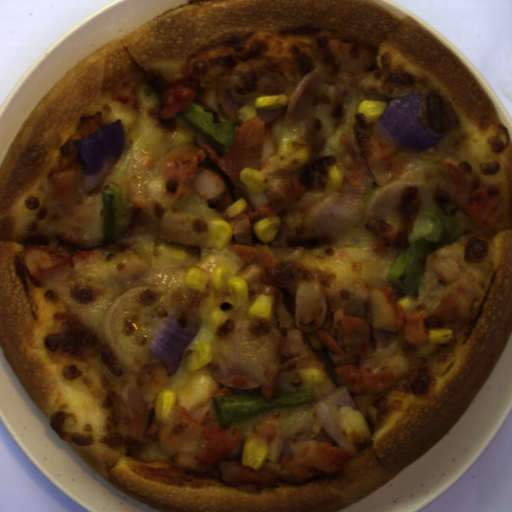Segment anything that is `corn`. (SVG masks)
<instances>
[{"label": "corn", "instance_id": "corn-2", "mask_svg": "<svg viewBox=\"0 0 512 512\" xmlns=\"http://www.w3.org/2000/svg\"><path fill=\"white\" fill-rule=\"evenodd\" d=\"M271 450L270 443L262 436H249L243 446L241 466L261 470L267 462Z\"/></svg>", "mask_w": 512, "mask_h": 512}, {"label": "corn", "instance_id": "corn-1", "mask_svg": "<svg viewBox=\"0 0 512 512\" xmlns=\"http://www.w3.org/2000/svg\"><path fill=\"white\" fill-rule=\"evenodd\" d=\"M212 285L215 291L227 289L231 297L224 298L225 302L236 308H241L248 302L249 290L245 279L231 277L227 266H215L211 274Z\"/></svg>", "mask_w": 512, "mask_h": 512}, {"label": "corn", "instance_id": "corn-4", "mask_svg": "<svg viewBox=\"0 0 512 512\" xmlns=\"http://www.w3.org/2000/svg\"><path fill=\"white\" fill-rule=\"evenodd\" d=\"M234 232L229 221L211 220L207 232V246L218 251L228 248Z\"/></svg>", "mask_w": 512, "mask_h": 512}, {"label": "corn", "instance_id": "corn-12", "mask_svg": "<svg viewBox=\"0 0 512 512\" xmlns=\"http://www.w3.org/2000/svg\"><path fill=\"white\" fill-rule=\"evenodd\" d=\"M427 342L433 344L447 343L454 335L453 329L447 328H427Z\"/></svg>", "mask_w": 512, "mask_h": 512}, {"label": "corn", "instance_id": "corn-10", "mask_svg": "<svg viewBox=\"0 0 512 512\" xmlns=\"http://www.w3.org/2000/svg\"><path fill=\"white\" fill-rule=\"evenodd\" d=\"M209 277L196 266L189 267L185 274V285L188 289H193L206 294Z\"/></svg>", "mask_w": 512, "mask_h": 512}, {"label": "corn", "instance_id": "corn-9", "mask_svg": "<svg viewBox=\"0 0 512 512\" xmlns=\"http://www.w3.org/2000/svg\"><path fill=\"white\" fill-rule=\"evenodd\" d=\"M274 312V299L273 296L260 294L257 299L249 307L247 315L256 321L269 322L272 319Z\"/></svg>", "mask_w": 512, "mask_h": 512}, {"label": "corn", "instance_id": "corn-11", "mask_svg": "<svg viewBox=\"0 0 512 512\" xmlns=\"http://www.w3.org/2000/svg\"><path fill=\"white\" fill-rule=\"evenodd\" d=\"M387 104V100L363 99L357 105L356 112L369 116L375 122L381 118Z\"/></svg>", "mask_w": 512, "mask_h": 512}, {"label": "corn", "instance_id": "corn-6", "mask_svg": "<svg viewBox=\"0 0 512 512\" xmlns=\"http://www.w3.org/2000/svg\"><path fill=\"white\" fill-rule=\"evenodd\" d=\"M241 182L253 192H263L269 190L274 177L271 174L243 167L239 171Z\"/></svg>", "mask_w": 512, "mask_h": 512}, {"label": "corn", "instance_id": "corn-7", "mask_svg": "<svg viewBox=\"0 0 512 512\" xmlns=\"http://www.w3.org/2000/svg\"><path fill=\"white\" fill-rule=\"evenodd\" d=\"M251 228L256 238L266 244L273 241L278 234L281 228L280 219L275 213L268 217H260Z\"/></svg>", "mask_w": 512, "mask_h": 512}, {"label": "corn", "instance_id": "corn-5", "mask_svg": "<svg viewBox=\"0 0 512 512\" xmlns=\"http://www.w3.org/2000/svg\"><path fill=\"white\" fill-rule=\"evenodd\" d=\"M177 404L175 392L163 389L155 395V418L158 422H171Z\"/></svg>", "mask_w": 512, "mask_h": 512}, {"label": "corn", "instance_id": "corn-13", "mask_svg": "<svg viewBox=\"0 0 512 512\" xmlns=\"http://www.w3.org/2000/svg\"><path fill=\"white\" fill-rule=\"evenodd\" d=\"M248 206L244 198H237L236 202H232L230 206L223 209L229 218H234L241 214H244Z\"/></svg>", "mask_w": 512, "mask_h": 512}, {"label": "corn", "instance_id": "corn-8", "mask_svg": "<svg viewBox=\"0 0 512 512\" xmlns=\"http://www.w3.org/2000/svg\"><path fill=\"white\" fill-rule=\"evenodd\" d=\"M214 357V350L209 342L197 344L194 352L187 356L185 367L187 371H200L210 363Z\"/></svg>", "mask_w": 512, "mask_h": 512}, {"label": "corn", "instance_id": "corn-14", "mask_svg": "<svg viewBox=\"0 0 512 512\" xmlns=\"http://www.w3.org/2000/svg\"><path fill=\"white\" fill-rule=\"evenodd\" d=\"M402 307L404 313L405 312H412L414 308V295L410 296L408 294H404L400 298L396 300Z\"/></svg>", "mask_w": 512, "mask_h": 512}, {"label": "corn", "instance_id": "corn-3", "mask_svg": "<svg viewBox=\"0 0 512 512\" xmlns=\"http://www.w3.org/2000/svg\"><path fill=\"white\" fill-rule=\"evenodd\" d=\"M286 105H289V94H262L256 96L253 104L243 105L236 115L244 124L250 117H257L259 110H273Z\"/></svg>", "mask_w": 512, "mask_h": 512}]
</instances>
